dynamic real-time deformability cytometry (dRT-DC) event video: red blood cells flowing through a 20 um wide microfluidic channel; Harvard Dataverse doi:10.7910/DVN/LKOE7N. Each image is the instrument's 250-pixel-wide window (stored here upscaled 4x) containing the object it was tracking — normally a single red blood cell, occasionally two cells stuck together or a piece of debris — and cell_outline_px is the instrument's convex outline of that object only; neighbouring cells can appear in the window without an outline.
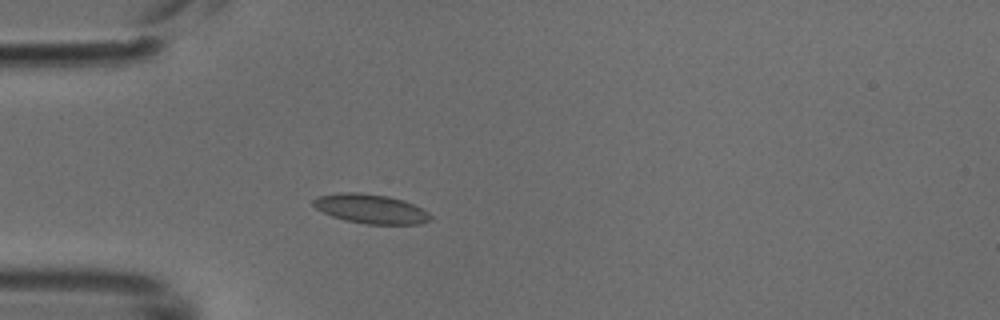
{"species": "common noctule bat (a hibernating species)", "species_latin": "Nyctalus noctula", "temperature_condition": "cold", "stored_images_in_passage": 36, "camera_frame_rate_fps": 3000, "um_per_image_px": 0.085, "animal": {"sex": "male", "body_mass_g": 18.8}, "frame": {"image": 1, "passage_image": 1, "time_ms": 0.0, "image_size_px": [1000, 320], "cell_outline_px": [[432, 220], [420, 224], [368, 224], [344, 220], [332, 216], [316, 208], [312, 204], [312, 200], [316, 196], [340, 192], [360, 192], [388, 196], [404, 200], [428, 212], [432, 216]], "centroid_in_image_um": [31.5, 17.74], "position_along_channel_um": 53.5, "area_um2": 20.11}}
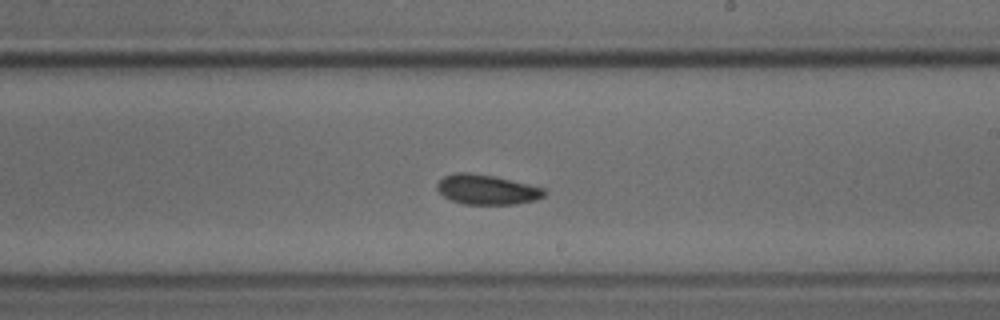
{"frame": {"image": 2, "passage_image": 16, "time_ms": 5.0, "image_size_px": [1000, 320], "cell_outline_px": [[548, 192], [544, 196], [536, 200], [512, 204], [464, 204], [452, 200], [444, 196], [436, 188], [436, 184], [444, 176], [456, 172], [468, 172], [492, 176], [528, 184], [544, 188]], "centroid_in_image_um": [41.38, 16.11], "position_along_channel_um": 247.6, "area_um2": 18.5}}
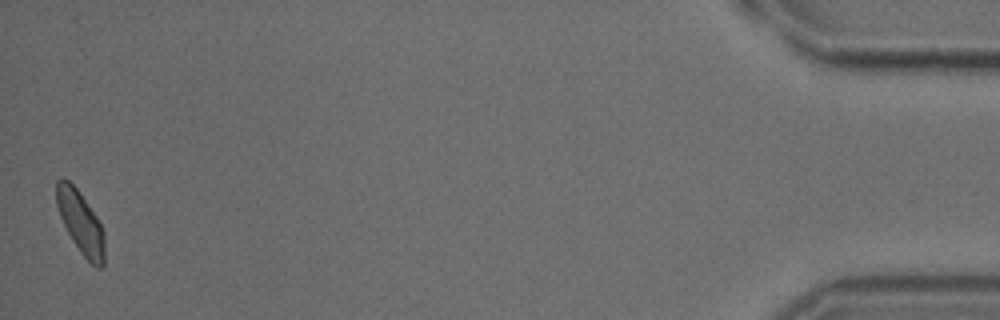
{"frame": {"image": 3, "passage_image": 36, "time_ms": 11.667, "image_size_px": [1000, 320], "cell_outline_px": [[104, 264], [100, 268], [92, 264], [80, 252], [72, 240], [60, 216], [56, 204], [56, 180], [60, 176], [68, 180], [76, 188], [96, 216], [104, 232]], "centroid_in_image_um": [6.83, 18.89], "position_along_channel_um": 428.4, "area_um2": 17.28}}